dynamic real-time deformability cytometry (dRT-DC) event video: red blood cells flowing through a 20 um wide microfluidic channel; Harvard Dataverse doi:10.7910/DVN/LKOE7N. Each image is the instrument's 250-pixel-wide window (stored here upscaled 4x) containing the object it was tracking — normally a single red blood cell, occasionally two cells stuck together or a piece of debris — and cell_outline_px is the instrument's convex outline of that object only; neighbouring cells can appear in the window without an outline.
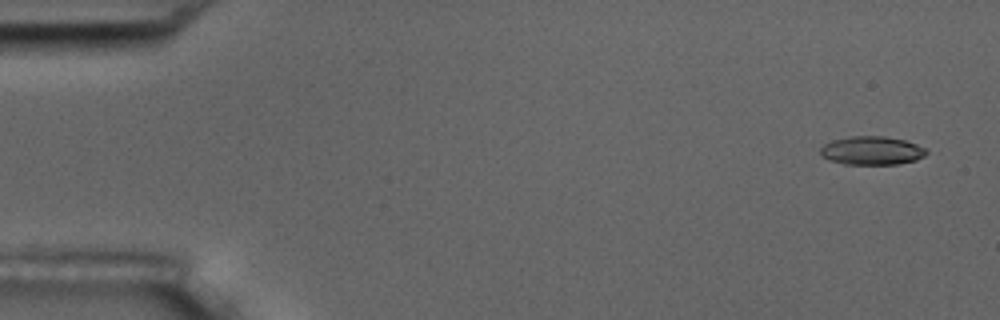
{"species": "common noctule bat (a hibernating species)", "species_latin": "Nyctalus noctula", "temperature_condition": "room temperature", "stored_images_in_passage": 5, "camera_frame_rate_fps": 3000, "um_per_image_px": 0.085, "animal": {"sex": "male", "body_mass_g": 17.5, "forearm_length_mm": 52.3}, "frame": {"image": 1, "passage_image": 1, "time_ms": 0.0, "image_size_px": [1000, 320], "cell_outline_px": [[928, 152], [924, 156], [916, 160], [896, 164], [844, 164], [828, 160], [820, 156], [820, 148], [824, 144], [832, 140], [848, 136], [884, 136], [904, 140], [928, 148]], "centroid_in_image_um": [74.09, 12.8], "position_along_channel_um": 10.9, "area_um2": 17.8}}
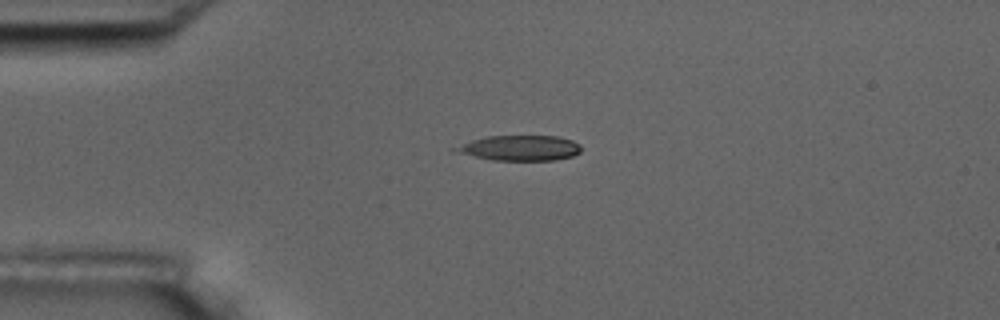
{"frame": {"image": 2, "passage_image": 4, "time_ms": 3.667, "image_size_px": [1000, 320], "cell_outline_px": [[580, 152], [572, 156], [556, 160], [492, 160], [452, 152], [448, 148], [472, 140], [488, 136], [556, 136], [572, 140], [580, 144]], "centroid_in_image_um": [44.11, 12.58], "position_along_channel_um": 40.9, "area_um2": 18.67}}